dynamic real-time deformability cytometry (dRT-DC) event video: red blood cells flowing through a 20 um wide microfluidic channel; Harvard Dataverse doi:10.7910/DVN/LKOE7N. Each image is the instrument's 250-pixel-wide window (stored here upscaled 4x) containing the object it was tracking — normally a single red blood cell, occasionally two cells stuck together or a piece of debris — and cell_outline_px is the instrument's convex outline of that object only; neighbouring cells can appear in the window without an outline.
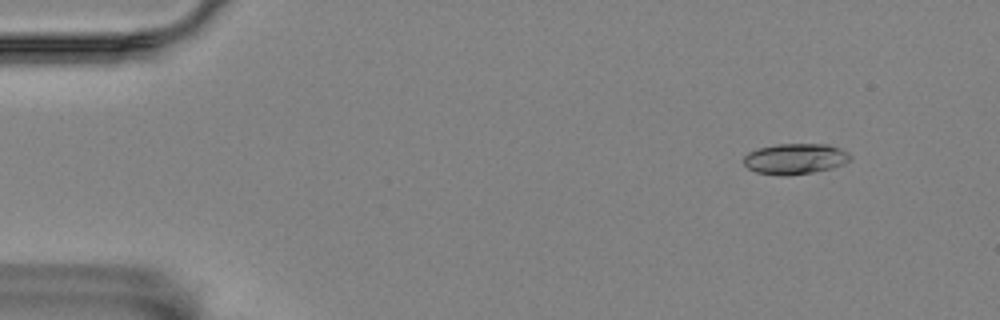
{"species": "Egyptian fruit bat (a non-hibernating species)", "species_latin": "Rousettus aegyptiacus", "temperature_condition": "room temperature", "stored_images_in_passage": 57, "camera_frame_rate_fps": 3000, "um_per_image_px": 0.085, "animal": {"sex": "female"}, "frame": {"image": 1, "passage_image": 6, "time_ms": 1.667, "image_size_px": [1000, 320], "cell_outline_px": [[852, 160], [844, 164], [832, 168], [812, 172], [788, 176], [784, 176], [756, 172], [748, 168], [744, 164], [744, 156], [748, 152], [756, 148], [776, 144], [828, 144], [840, 148], [848, 152], [852, 156]], "centroid_in_image_um": [67.6, 13.49], "position_along_channel_um": 17.4, "area_um2": 19.31}}
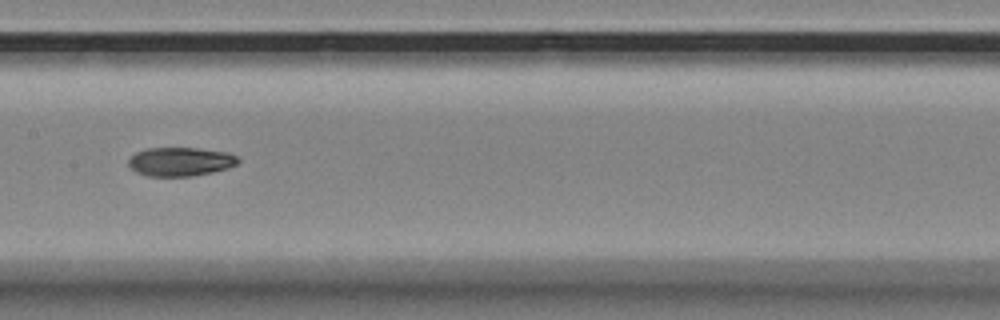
{"frame": {"image": 2, "passage_image": 29, "time_ms": 9.333, "image_size_px": [1000, 320], "cell_outline_px": [[240, 160], [236, 164], [228, 168], [212, 172], [188, 176], [148, 176], [136, 172], [128, 164], [128, 160], [136, 152], [148, 148], [196, 148], [228, 152], [236, 156]], "centroid_in_image_um": [15.33, 13.73], "position_along_channel_um": 192.1, "area_um2": 18.26}}
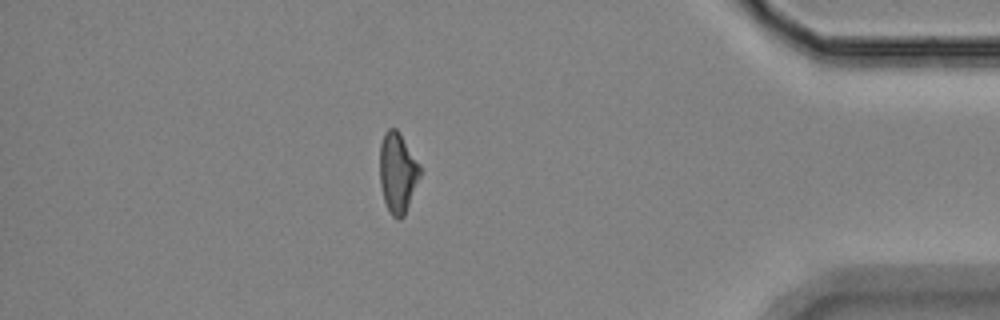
{"frame": {"image": 3, "passage_image": 50, "time_ms": 16.333, "image_size_px": [1000, 320], "cell_outline_px": [[420, 176], [404, 216], [400, 220], [396, 220], [392, 216], [384, 200], [380, 184], [380, 144], [384, 132], [388, 128], [396, 128], [420, 164]], "centroid_in_image_um": [33.79, 14.68], "position_along_channel_um": 401.4, "area_um2": 18.73}, "authors_computed_cell_mechanics": {"area_um2": 18.9584, "velocity_mm_per_s": 3.5158, "shape_relaxation_time_tau1_ms": null, "shape_relaxation_time_tau2_ms": 4.7086, "deformation_change_tau1": null, "deformation_change_tau2": 0.0982}}